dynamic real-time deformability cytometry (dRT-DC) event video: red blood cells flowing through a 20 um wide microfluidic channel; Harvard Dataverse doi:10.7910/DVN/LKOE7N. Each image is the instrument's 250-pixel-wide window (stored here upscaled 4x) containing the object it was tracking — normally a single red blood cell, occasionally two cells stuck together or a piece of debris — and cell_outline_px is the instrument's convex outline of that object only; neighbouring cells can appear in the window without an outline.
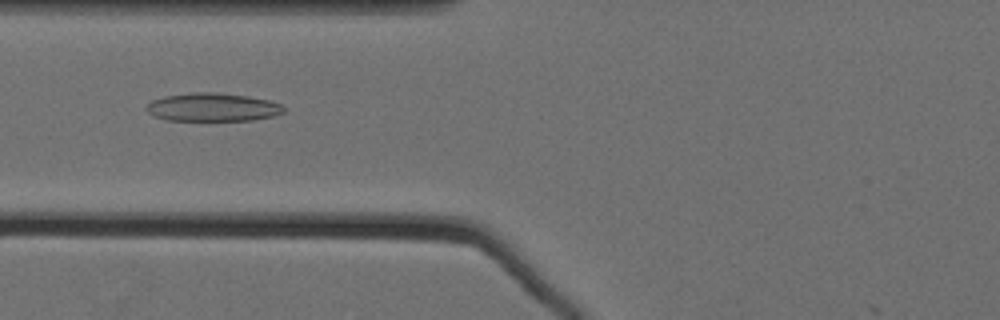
{"species": "Egyptian fruit bat (a non-hibernating species)", "species_latin": "Rousettus aegyptiacus", "temperature_condition": "cold", "stored_images_in_passage": 62, "camera_frame_rate_fps": 3000, "um_per_image_px": 0.085, "animal": {"sex": "female"}, "frame": {"image": 1, "passage_image": 29, "time_ms": 9.333, "image_size_px": [1000, 320], "cell_outline_px": [[284, 112], [272, 116], [252, 120], [164, 120], [152, 116], [144, 108], [152, 100], [164, 96], [192, 92], [212, 92], [248, 96], [268, 100], [280, 104], [284, 108]], "centroid_in_image_um": [18.02, 9.11], "position_along_channel_um": 107.8, "area_um2": 22.6}}
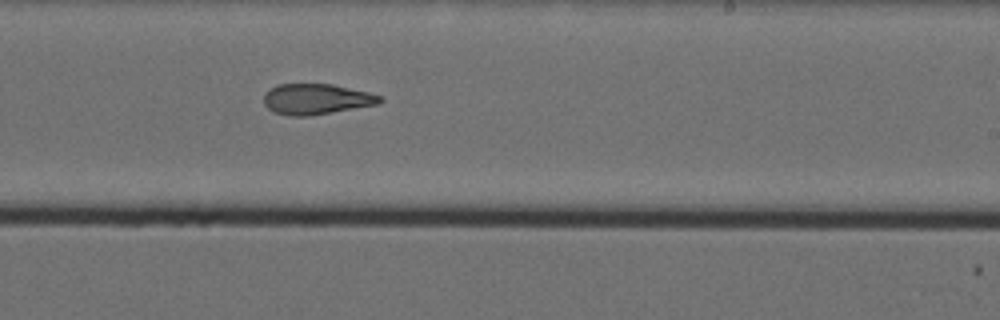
{"frame": {"image": 2, "passage_image": 42, "time_ms": 13.667, "image_size_px": [1000, 320], "cell_outline_px": [[384, 100], [380, 104], [312, 116], [288, 116], [272, 112], [264, 104], [264, 92], [280, 84], [332, 84], [368, 92], [384, 96]], "centroid_in_image_um": [26.92, 8.44], "position_along_channel_um": 262.1, "area_um2": 21.04}}
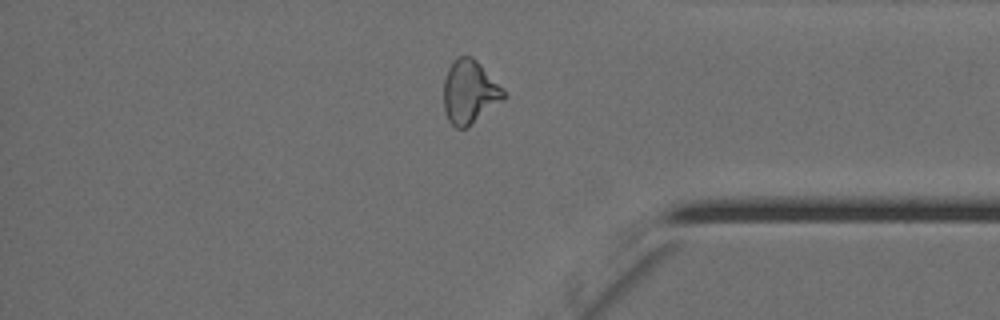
{"frame": {"image": 3, "passage_image": 54, "time_ms": 17.667, "image_size_px": [1000, 320], "cell_outline_px": [[508, 96], [504, 100], [468, 128], [456, 128], [448, 120], [444, 108], [444, 80], [448, 68], [452, 60], [456, 56], [472, 56], [508, 92]], "centroid_in_image_um": [39.95, 7.82], "position_along_channel_um": 395.3, "area_um2": 22.66}, "authors_computed_cell_mechanics": {"area_um2": 22.6576, "velocity_mm_per_s": 3.5481, "shape_relaxation_time_tau1_ms": null, "shape_relaxation_time_tau2_ms": 4.8392, "deformation_change_tau1": null, "deformation_change_tau2": 0.1458}}